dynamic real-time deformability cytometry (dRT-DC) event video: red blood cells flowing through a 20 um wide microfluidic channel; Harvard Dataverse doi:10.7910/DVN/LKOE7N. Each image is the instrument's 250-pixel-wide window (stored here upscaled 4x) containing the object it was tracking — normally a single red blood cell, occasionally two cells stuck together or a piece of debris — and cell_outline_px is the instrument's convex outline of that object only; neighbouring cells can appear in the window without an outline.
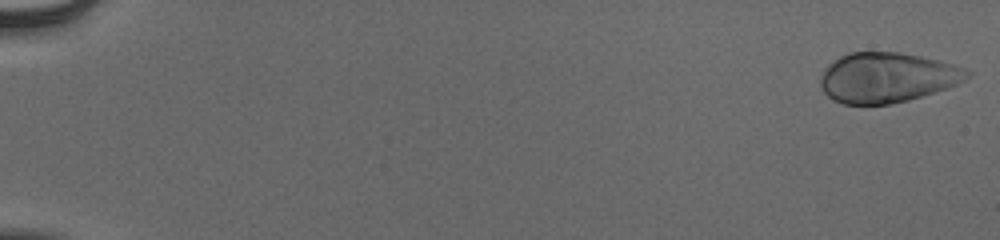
{"species": "human", "species_latin": "Homo sapiens", "temperature_condition": "cold", "stored_images_in_passage": 54, "camera_frame_rate_fps": 3000, "um_per_image_px": 0.085, "donor": {"sex": "male"}, "frame": {"image": 1, "passage_image": 1, "time_ms": 0.0, "image_size_px": [1000, 240], "cell_outline_px": [[972, 72], [964, 80], [948, 88], [908, 100], [892, 104], [844, 104], [832, 100], [820, 88], [820, 76], [824, 68], [828, 64], [840, 56], [848, 52], [900, 52], [920, 56], [952, 64], [964, 68]], "centroid_in_image_um": [75.36, 6.59], "position_along_channel_um": 9.6, "area_um2": 42.83}}
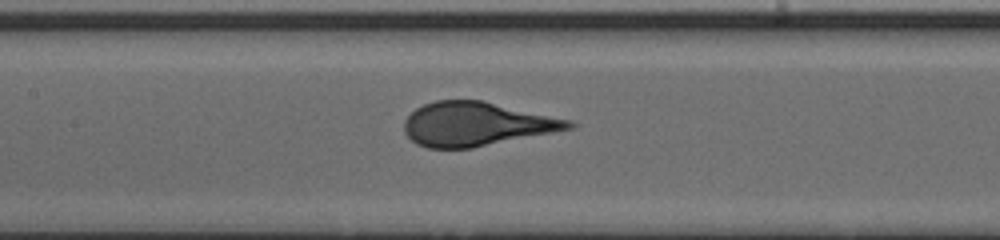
{"frame": {"image": 2, "passage_image": 28, "time_ms": 9.0, "image_size_px": [1000, 240], "cell_outline_px": [[576, 124], [572, 128], [472, 148], [428, 148], [416, 144], [404, 132], [404, 120], [416, 108], [424, 104], [436, 100], [484, 100], [572, 120]], "centroid_in_image_um": [40.48, 10.53], "position_along_channel_um": 166.9, "area_um2": 42.02}}
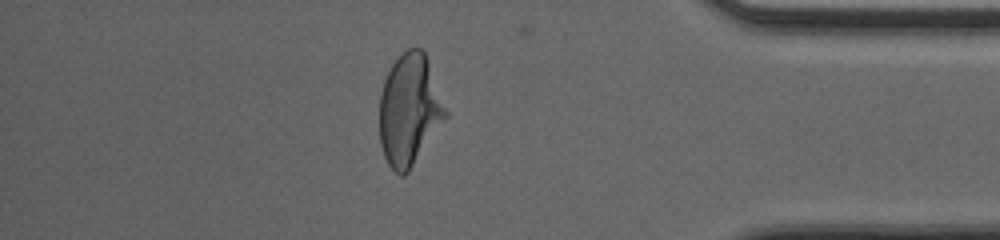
{"frame": {"image": 3, "passage_image": 48, "time_ms": 15.667, "image_size_px": [1000, 240], "cell_outline_px": [[448, 116], [408, 172], [404, 176], [400, 176], [388, 164], [384, 156], [380, 144], [380, 96], [384, 80], [392, 64], [408, 48], [420, 48], [424, 52], [428, 60], [448, 112]], "centroid_in_image_um": [34.81, 9.36], "position_along_channel_um": 400.4, "area_um2": 42.6}}